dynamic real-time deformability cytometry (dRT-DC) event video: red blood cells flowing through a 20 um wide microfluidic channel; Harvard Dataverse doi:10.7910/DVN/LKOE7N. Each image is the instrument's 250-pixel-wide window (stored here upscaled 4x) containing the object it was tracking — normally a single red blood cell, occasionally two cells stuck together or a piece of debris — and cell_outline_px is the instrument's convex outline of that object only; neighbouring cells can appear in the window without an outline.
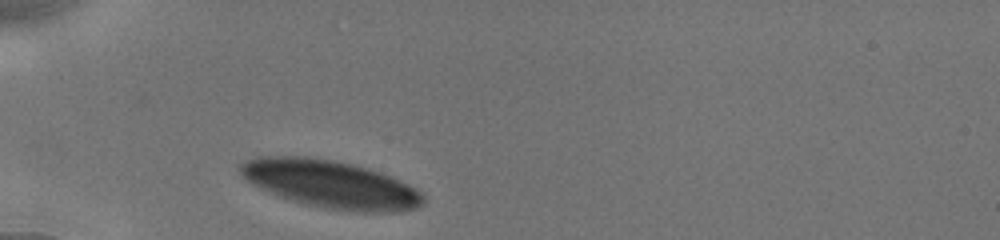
{"species": "human", "species_latin": "Homo sapiens", "temperature_condition": "cold", "stored_images_in_passage": 12, "camera_frame_rate_fps": 3000, "um_per_image_px": 0.085, "donor": {"sex": "male"}, "frame": {"image": 1, "passage_image": 1, "time_ms": 0.0, "image_size_px": [1000, 240], "cell_outline_px": [[424, 204], [416, 208], [400, 212], [356, 212], [324, 208], [304, 204], [268, 192], [244, 180], [236, 168], [236, 164], [256, 156], [308, 156], [332, 160], [352, 164], [368, 168], [380, 172], [400, 180], [416, 188], [424, 196]], "centroid_in_image_um": [28.06, 15.65], "position_along_channel_um": 56.9, "area_um2": 51.44}}
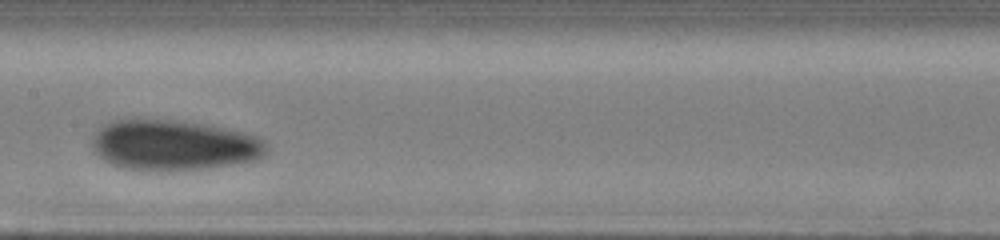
{"frame": {"image": 2, "passage_image": 5, "time_ms": 4.0, "image_size_px": [1000, 240], "cell_outline_px": [[268, 152], [264, 156], [252, 160], [212, 168], [168, 172], [160, 172], [120, 168], [108, 164], [96, 152], [92, 144], [92, 140], [96, 132], [104, 124], [112, 120], [132, 116], [136, 116], [184, 120], [212, 124], [244, 132], [256, 136], [264, 140], [268, 144]], "centroid_in_image_um": [14.75, 12.31], "position_along_channel_um": 192.6, "area_um2": 53.35}}
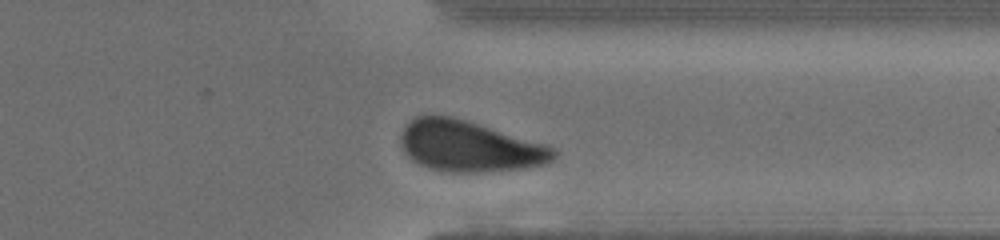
{"frame": {"image": 3, "passage_image": 10, "time_ms": 8.667, "image_size_px": [1000, 240], "cell_outline_px": [[556, 160], [548, 164], [528, 168], [484, 172], [452, 172], [428, 168], [412, 160], [404, 152], [400, 140], [400, 136], [404, 124], [416, 116], [452, 116], [544, 144], [556, 148]], "centroid_in_image_um": [39.9, 12.45], "position_along_channel_um": 371.5, "area_um2": 45.43}}